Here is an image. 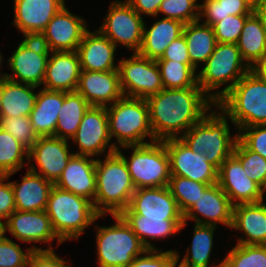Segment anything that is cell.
Returning <instances> with one entry per match:
<instances>
[{
	"label": "cell",
	"instance_id": "17",
	"mask_svg": "<svg viewBox=\"0 0 266 267\" xmlns=\"http://www.w3.org/2000/svg\"><path fill=\"white\" fill-rule=\"evenodd\" d=\"M6 233H10L17 240L32 243V250H53L52 244L57 239L59 246L63 242L56 235L51 220L43 211L15 210L5 221ZM35 243H49L48 248L36 247ZM34 244V245H33Z\"/></svg>",
	"mask_w": 266,
	"mask_h": 267
},
{
	"label": "cell",
	"instance_id": "6",
	"mask_svg": "<svg viewBox=\"0 0 266 267\" xmlns=\"http://www.w3.org/2000/svg\"><path fill=\"white\" fill-rule=\"evenodd\" d=\"M202 66L198 73V85L215 104L250 71L237 44L230 43L217 42L213 53ZM223 85L225 87L221 89Z\"/></svg>",
	"mask_w": 266,
	"mask_h": 267
},
{
	"label": "cell",
	"instance_id": "32",
	"mask_svg": "<svg viewBox=\"0 0 266 267\" xmlns=\"http://www.w3.org/2000/svg\"><path fill=\"white\" fill-rule=\"evenodd\" d=\"M194 226L191 245L186 249L182 260L179 251H176L177 267H223V260L216 266L209 265L217 226L201 224Z\"/></svg>",
	"mask_w": 266,
	"mask_h": 267
},
{
	"label": "cell",
	"instance_id": "7",
	"mask_svg": "<svg viewBox=\"0 0 266 267\" xmlns=\"http://www.w3.org/2000/svg\"><path fill=\"white\" fill-rule=\"evenodd\" d=\"M109 135L116 139L118 149L123 146L141 145L155 141L149 121L146 99L123 96L106 107ZM146 137L150 141H144Z\"/></svg>",
	"mask_w": 266,
	"mask_h": 267
},
{
	"label": "cell",
	"instance_id": "52",
	"mask_svg": "<svg viewBox=\"0 0 266 267\" xmlns=\"http://www.w3.org/2000/svg\"><path fill=\"white\" fill-rule=\"evenodd\" d=\"M250 70L259 78L266 81V51L252 65Z\"/></svg>",
	"mask_w": 266,
	"mask_h": 267
},
{
	"label": "cell",
	"instance_id": "53",
	"mask_svg": "<svg viewBox=\"0 0 266 267\" xmlns=\"http://www.w3.org/2000/svg\"><path fill=\"white\" fill-rule=\"evenodd\" d=\"M254 13L258 16L264 30L266 31V0H259L254 5Z\"/></svg>",
	"mask_w": 266,
	"mask_h": 267
},
{
	"label": "cell",
	"instance_id": "8",
	"mask_svg": "<svg viewBox=\"0 0 266 267\" xmlns=\"http://www.w3.org/2000/svg\"><path fill=\"white\" fill-rule=\"evenodd\" d=\"M120 148L116 151L126 162L136 189L168 186L171 177L170 159L164 141ZM128 148L132 150L130 158L122 153V149Z\"/></svg>",
	"mask_w": 266,
	"mask_h": 267
},
{
	"label": "cell",
	"instance_id": "18",
	"mask_svg": "<svg viewBox=\"0 0 266 267\" xmlns=\"http://www.w3.org/2000/svg\"><path fill=\"white\" fill-rule=\"evenodd\" d=\"M87 25L82 16L72 14L65 5L37 39L50 52L76 51L84 33L89 29Z\"/></svg>",
	"mask_w": 266,
	"mask_h": 267
},
{
	"label": "cell",
	"instance_id": "12",
	"mask_svg": "<svg viewBox=\"0 0 266 267\" xmlns=\"http://www.w3.org/2000/svg\"><path fill=\"white\" fill-rule=\"evenodd\" d=\"M50 51L37 38H24L8 58V80L40 87L43 84Z\"/></svg>",
	"mask_w": 266,
	"mask_h": 267
},
{
	"label": "cell",
	"instance_id": "35",
	"mask_svg": "<svg viewBox=\"0 0 266 267\" xmlns=\"http://www.w3.org/2000/svg\"><path fill=\"white\" fill-rule=\"evenodd\" d=\"M237 46L250 68L266 51V31L254 12L246 19Z\"/></svg>",
	"mask_w": 266,
	"mask_h": 267
},
{
	"label": "cell",
	"instance_id": "2",
	"mask_svg": "<svg viewBox=\"0 0 266 267\" xmlns=\"http://www.w3.org/2000/svg\"><path fill=\"white\" fill-rule=\"evenodd\" d=\"M96 159V193L93 202L99 215L120 214L128 208L136 188L123 157L117 152Z\"/></svg>",
	"mask_w": 266,
	"mask_h": 267
},
{
	"label": "cell",
	"instance_id": "45",
	"mask_svg": "<svg viewBox=\"0 0 266 267\" xmlns=\"http://www.w3.org/2000/svg\"><path fill=\"white\" fill-rule=\"evenodd\" d=\"M33 251L31 247L23 251L20 244L4 236L0 239V267H26Z\"/></svg>",
	"mask_w": 266,
	"mask_h": 267
},
{
	"label": "cell",
	"instance_id": "16",
	"mask_svg": "<svg viewBox=\"0 0 266 267\" xmlns=\"http://www.w3.org/2000/svg\"><path fill=\"white\" fill-rule=\"evenodd\" d=\"M119 215H142L143 219L184 220L168 186L136 189L127 209Z\"/></svg>",
	"mask_w": 266,
	"mask_h": 267
},
{
	"label": "cell",
	"instance_id": "54",
	"mask_svg": "<svg viewBox=\"0 0 266 267\" xmlns=\"http://www.w3.org/2000/svg\"><path fill=\"white\" fill-rule=\"evenodd\" d=\"M3 219L0 218V239H2L6 234V227H5V221H2Z\"/></svg>",
	"mask_w": 266,
	"mask_h": 267
},
{
	"label": "cell",
	"instance_id": "27",
	"mask_svg": "<svg viewBox=\"0 0 266 267\" xmlns=\"http://www.w3.org/2000/svg\"><path fill=\"white\" fill-rule=\"evenodd\" d=\"M21 182L10 181L17 211L46 210L48 197L54 183L41 175L26 171Z\"/></svg>",
	"mask_w": 266,
	"mask_h": 267
},
{
	"label": "cell",
	"instance_id": "34",
	"mask_svg": "<svg viewBox=\"0 0 266 267\" xmlns=\"http://www.w3.org/2000/svg\"><path fill=\"white\" fill-rule=\"evenodd\" d=\"M91 105L77 91L65 92L63 105L59 111L54 137L71 140L79 124Z\"/></svg>",
	"mask_w": 266,
	"mask_h": 267
},
{
	"label": "cell",
	"instance_id": "30",
	"mask_svg": "<svg viewBox=\"0 0 266 267\" xmlns=\"http://www.w3.org/2000/svg\"><path fill=\"white\" fill-rule=\"evenodd\" d=\"M38 87L2 79L0 116L29 117L34 109Z\"/></svg>",
	"mask_w": 266,
	"mask_h": 267
},
{
	"label": "cell",
	"instance_id": "29",
	"mask_svg": "<svg viewBox=\"0 0 266 267\" xmlns=\"http://www.w3.org/2000/svg\"><path fill=\"white\" fill-rule=\"evenodd\" d=\"M183 27L181 21L164 17L149 28L144 23L143 42L138 53L151 60L160 59L169 44L182 35Z\"/></svg>",
	"mask_w": 266,
	"mask_h": 267
},
{
	"label": "cell",
	"instance_id": "11",
	"mask_svg": "<svg viewBox=\"0 0 266 267\" xmlns=\"http://www.w3.org/2000/svg\"><path fill=\"white\" fill-rule=\"evenodd\" d=\"M118 64L124 96L147 99L164 89L155 60L133 53L128 59H119Z\"/></svg>",
	"mask_w": 266,
	"mask_h": 267
},
{
	"label": "cell",
	"instance_id": "47",
	"mask_svg": "<svg viewBox=\"0 0 266 267\" xmlns=\"http://www.w3.org/2000/svg\"><path fill=\"white\" fill-rule=\"evenodd\" d=\"M238 140L248 149L259 153L266 159V125H254L241 128Z\"/></svg>",
	"mask_w": 266,
	"mask_h": 267
},
{
	"label": "cell",
	"instance_id": "51",
	"mask_svg": "<svg viewBox=\"0 0 266 267\" xmlns=\"http://www.w3.org/2000/svg\"><path fill=\"white\" fill-rule=\"evenodd\" d=\"M132 8L143 18L144 16L156 17L163 0H126ZM145 14V15H144Z\"/></svg>",
	"mask_w": 266,
	"mask_h": 267
},
{
	"label": "cell",
	"instance_id": "39",
	"mask_svg": "<svg viewBox=\"0 0 266 267\" xmlns=\"http://www.w3.org/2000/svg\"><path fill=\"white\" fill-rule=\"evenodd\" d=\"M223 267H266V245H234L223 259Z\"/></svg>",
	"mask_w": 266,
	"mask_h": 267
},
{
	"label": "cell",
	"instance_id": "9",
	"mask_svg": "<svg viewBox=\"0 0 266 267\" xmlns=\"http://www.w3.org/2000/svg\"><path fill=\"white\" fill-rule=\"evenodd\" d=\"M111 226L95 225L98 267H127L147 248L119 215Z\"/></svg>",
	"mask_w": 266,
	"mask_h": 267
},
{
	"label": "cell",
	"instance_id": "3",
	"mask_svg": "<svg viewBox=\"0 0 266 267\" xmlns=\"http://www.w3.org/2000/svg\"><path fill=\"white\" fill-rule=\"evenodd\" d=\"M228 120L230 118L215 105V110L211 109L210 113L192 125L180 139L192 151L206 154L207 161L219 170L221 164L233 154L238 140V134L231 135Z\"/></svg>",
	"mask_w": 266,
	"mask_h": 267
},
{
	"label": "cell",
	"instance_id": "20",
	"mask_svg": "<svg viewBox=\"0 0 266 267\" xmlns=\"http://www.w3.org/2000/svg\"><path fill=\"white\" fill-rule=\"evenodd\" d=\"M232 216L233 205L219 184L216 183L208 185L201 191V195L183 215V219L184 222L194 220L195 224L213 226L221 224L231 228Z\"/></svg>",
	"mask_w": 266,
	"mask_h": 267
},
{
	"label": "cell",
	"instance_id": "23",
	"mask_svg": "<svg viewBox=\"0 0 266 267\" xmlns=\"http://www.w3.org/2000/svg\"><path fill=\"white\" fill-rule=\"evenodd\" d=\"M54 185L94 202L96 158L74 154Z\"/></svg>",
	"mask_w": 266,
	"mask_h": 267
},
{
	"label": "cell",
	"instance_id": "5",
	"mask_svg": "<svg viewBox=\"0 0 266 267\" xmlns=\"http://www.w3.org/2000/svg\"><path fill=\"white\" fill-rule=\"evenodd\" d=\"M45 211L56 235L62 242L78 240L89 226L102 216H107L99 215L93 203L86 198L62 190L55 185L50 191Z\"/></svg>",
	"mask_w": 266,
	"mask_h": 267
},
{
	"label": "cell",
	"instance_id": "15",
	"mask_svg": "<svg viewBox=\"0 0 266 267\" xmlns=\"http://www.w3.org/2000/svg\"><path fill=\"white\" fill-rule=\"evenodd\" d=\"M170 159L171 176H180L200 183H218V170L206 159V154L192 151L180 138L164 140Z\"/></svg>",
	"mask_w": 266,
	"mask_h": 267
},
{
	"label": "cell",
	"instance_id": "31",
	"mask_svg": "<svg viewBox=\"0 0 266 267\" xmlns=\"http://www.w3.org/2000/svg\"><path fill=\"white\" fill-rule=\"evenodd\" d=\"M147 249H158L150 241L177 235L188 222L184 220L143 219L142 215H120ZM148 238V239H147ZM150 239V240H149Z\"/></svg>",
	"mask_w": 266,
	"mask_h": 267
},
{
	"label": "cell",
	"instance_id": "33",
	"mask_svg": "<svg viewBox=\"0 0 266 267\" xmlns=\"http://www.w3.org/2000/svg\"><path fill=\"white\" fill-rule=\"evenodd\" d=\"M200 20L184 24L182 34L185 37L191 65L197 70L205 64L217 44L212 26L200 23Z\"/></svg>",
	"mask_w": 266,
	"mask_h": 267
},
{
	"label": "cell",
	"instance_id": "37",
	"mask_svg": "<svg viewBox=\"0 0 266 267\" xmlns=\"http://www.w3.org/2000/svg\"><path fill=\"white\" fill-rule=\"evenodd\" d=\"M28 153L26 146L0 127V175L10 178L21 170L28 163Z\"/></svg>",
	"mask_w": 266,
	"mask_h": 267
},
{
	"label": "cell",
	"instance_id": "43",
	"mask_svg": "<svg viewBox=\"0 0 266 267\" xmlns=\"http://www.w3.org/2000/svg\"><path fill=\"white\" fill-rule=\"evenodd\" d=\"M0 127L28 149L38 140L29 117L0 116Z\"/></svg>",
	"mask_w": 266,
	"mask_h": 267
},
{
	"label": "cell",
	"instance_id": "38",
	"mask_svg": "<svg viewBox=\"0 0 266 267\" xmlns=\"http://www.w3.org/2000/svg\"><path fill=\"white\" fill-rule=\"evenodd\" d=\"M156 62L164 88L183 89L187 87H200L198 85V71L191 64L172 60H156Z\"/></svg>",
	"mask_w": 266,
	"mask_h": 267
},
{
	"label": "cell",
	"instance_id": "14",
	"mask_svg": "<svg viewBox=\"0 0 266 267\" xmlns=\"http://www.w3.org/2000/svg\"><path fill=\"white\" fill-rule=\"evenodd\" d=\"M68 142L54 136L38 137L29 149L27 169L55 183L74 155Z\"/></svg>",
	"mask_w": 266,
	"mask_h": 267
},
{
	"label": "cell",
	"instance_id": "41",
	"mask_svg": "<svg viewBox=\"0 0 266 267\" xmlns=\"http://www.w3.org/2000/svg\"><path fill=\"white\" fill-rule=\"evenodd\" d=\"M233 154L241 161L247 176L266 192V159L259 153L248 150L239 140Z\"/></svg>",
	"mask_w": 266,
	"mask_h": 267
},
{
	"label": "cell",
	"instance_id": "26",
	"mask_svg": "<svg viewBox=\"0 0 266 267\" xmlns=\"http://www.w3.org/2000/svg\"><path fill=\"white\" fill-rule=\"evenodd\" d=\"M230 229H235V231H240L243 234L236 240L238 241L236 244L266 245L265 200L233 206Z\"/></svg>",
	"mask_w": 266,
	"mask_h": 267
},
{
	"label": "cell",
	"instance_id": "50",
	"mask_svg": "<svg viewBox=\"0 0 266 267\" xmlns=\"http://www.w3.org/2000/svg\"><path fill=\"white\" fill-rule=\"evenodd\" d=\"M158 60H172L191 64L184 35L182 34L177 39L173 40Z\"/></svg>",
	"mask_w": 266,
	"mask_h": 267
},
{
	"label": "cell",
	"instance_id": "46",
	"mask_svg": "<svg viewBox=\"0 0 266 267\" xmlns=\"http://www.w3.org/2000/svg\"><path fill=\"white\" fill-rule=\"evenodd\" d=\"M176 249H146L127 267H177Z\"/></svg>",
	"mask_w": 266,
	"mask_h": 267
},
{
	"label": "cell",
	"instance_id": "4",
	"mask_svg": "<svg viewBox=\"0 0 266 267\" xmlns=\"http://www.w3.org/2000/svg\"><path fill=\"white\" fill-rule=\"evenodd\" d=\"M239 131L254 125H266V81L247 72L217 103Z\"/></svg>",
	"mask_w": 266,
	"mask_h": 267
},
{
	"label": "cell",
	"instance_id": "10",
	"mask_svg": "<svg viewBox=\"0 0 266 267\" xmlns=\"http://www.w3.org/2000/svg\"><path fill=\"white\" fill-rule=\"evenodd\" d=\"M108 9L98 30L117 48L122 45L138 53L143 42L144 18L126 0H113Z\"/></svg>",
	"mask_w": 266,
	"mask_h": 267
},
{
	"label": "cell",
	"instance_id": "49",
	"mask_svg": "<svg viewBox=\"0 0 266 267\" xmlns=\"http://www.w3.org/2000/svg\"><path fill=\"white\" fill-rule=\"evenodd\" d=\"M8 179L7 175H0V218L3 221L16 210L11 182H5Z\"/></svg>",
	"mask_w": 266,
	"mask_h": 267
},
{
	"label": "cell",
	"instance_id": "21",
	"mask_svg": "<svg viewBox=\"0 0 266 267\" xmlns=\"http://www.w3.org/2000/svg\"><path fill=\"white\" fill-rule=\"evenodd\" d=\"M12 22L23 38H38L49 21L65 6V0H14Z\"/></svg>",
	"mask_w": 266,
	"mask_h": 267
},
{
	"label": "cell",
	"instance_id": "36",
	"mask_svg": "<svg viewBox=\"0 0 266 267\" xmlns=\"http://www.w3.org/2000/svg\"><path fill=\"white\" fill-rule=\"evenodd\" d=\"M254 5L249 0H203L199 8V20L212 26L229 15H251Z\"/></svg>",
	"mask_w": 266,
	"mask_h": 267
},
{
	"label": "cell",
	"instance_id": "57",
	"mask_svg": "<svg viewBox=\"0 0 266 267\" xmlns=\"http://www.w3.org/2000/svg\"><path fill=\"white\" fill-rule=\"evenodd\" d=\"M1 84H2V79H0V99H1Z\"/></svg>",
	"mask_w": 266,
	"mask_h": 267
},
{
	"label": "cell",
	"instance_id": "55",
	"mask_svg": "<svg viewBox=\"0 0 266 267\" xmlns=\"http://www.w3.org/2000/svg\"><path fill=\"white\" fill-rule=\"evenodd\" d=\"M3 55H2V53L0 52V68L2 67V65H3V62H2V60H3V57H2ZM0 71H1V69H0ZM5 76H6V72L5 73H3V72H0V79H4L5 78Z\"/></svg>",
	"mask_w": 266,
	"mask_h": 267
},
{
	"label": "cell",
	"instance_id": "56",
	"mask_svg": "<svg viewBox=\"0 0 266 267\" xmlns=\"http://www.w3.org/2000/svg\"><path fill=\"white\" fill-rule=\"evenodd\" d=\"M253 5H255L259 0H249Z\"/></svg>",
	"mask_w": 266,
	"mask_h": 267
},
{
	"label": "cell",
	"instance_id": "22",
	"mask_svg": "<svg viewBox=\"0 0 266 267\" xmlns=\"http://www.w3.org/2000/svg\"><path fill=\"white\" fill-rule=\"evenodd\" d=\"M91 106L108 107L124 95L120 85L119 70H81L76 90Z\"/></svg>",
	"mask_w": 266,
	"mask_h": 267
},
{
	"label": "cell",
	"instance_id": "40",
	"mask_svg": "<svg viewBox=\"0 0 266 267\" xmlns=\"http://www.w3.org/2000/svg\"><path fill=\"white\" fill-rule=\"evenodd\" d=\"M208 185L180 176H171L168 188L184 215Z\"/></svg>",
	"mask_w": 266,
	"mask_h": 267
},
{
	"label": "cell",
	"instance_id": "44",
	"mask_svg": "<svg viewBox=\"0 0 266 267\" xmlns=\"http://www.w3.org/2000/svg\"><path fill=\"white\" fill-rule=\"evenodd\" d=\"M250 15H229L212 25L218 43L237 44L246 19Z\"/></svg>",
	"mask_w": 266,
	"mask_h": 267
},
{
	"label": "cell",
	"instance_id": "24",
	"mask_svg": "<svg viewBox=\"0 0 266 267\" xmlns=\"http://www.w3.org/2000/svg\"><path fill=\"white\" fill-rule=\"evenodd\" d=\"M116 49L117 47L98 29H88L76 50L81 70H118L119 64H115Z\"/></svg>",
	"mask_w": 266,
	"mask_h": 267
},
{
	"label": "cell",
	"instance_id": "48",
	"mask_svg": "<svg viewBox=\"0 0 266 267\" xmlns=\"http://www.w3.org/2000/svg\"><path fill=\"white\" fill-rule=\"evenodd\" d=\"M26 267H73L54 250H35L31 253Z\"/></svg>",
	"mask_w": 266,
	"mask_h": 267
},
{
	"label": "cell",
	"instance_id": "28",
	"mask_svg": "<svg viewBox=\"0 0 266 267\" xmlns=\"http://www.w3.org/2000/svg\"><path fill=\"white\" fill-rule=\"evenodd\" d=\"M64 98L65 91L44 88L38 91L34 109L29 115L32 127L38 137L54 136Z\"/></svg>",
	"mask_w": 266,
	"mask_h": 267
},
{
	"label": "cell",
	"instance_id": "13",
	"mask_svg": "<svg viewBox=\"0 0 266 267\" xmlns=\"http://www.w3.org/2000/svg\"><path fill=\"white\" fill-rule=\"evenodd\" d=\"M72 141L78 147V152H73L76 155L97 158L115 152L117 148L110 142L106 107L90 106Z\"/></svg>",
	"mask_w": 266,
	"mask_h": 267
},
{
	"label": "cell",
	"instance_id": "19",
	"mask_svg": "<svg viewBox=\"0 0 266 267\" xmlns=\"http://www.w3.org/2000/svg\"><path fill=\"white\" fill-rule=\"evenodd\" d=\"M218 184L233 206L264 200L265 191L244 171L241 161L232 154L218 170Z\"/></svg>",
	"mask_w": 266,
	"mask_h": 267
},
{
	"label": "cell",
	"instance_id": "1",
	"mask_svg": "<svg viewBox=\"0 0 266 267\" xmlns=\"http://www.w3.org/2000/svg\"><path fill=\"white\" fill-rule=\"evenodd\" d=\"M146 102L155 141L180 138L216 105L201 87L164 88Z\"/></svg>",
	"mask_w": 266,
	"mask_h": 267
},
{
	"label": "cell",
	"instance_id": "25",
	"mask_svg": "<svg viewBox=\"0 0 266 267\" xmlns=\"http://www.w3.org/2000/svg\"><path fill=\"white\" fill-rule=\"evenodd\" d=\"M80 72V62L76 51L50 52L42 86L47 90L76 91Z\"/></svg>",
	"mask_w": 266,
	"mask_h": 267
},
{
	"label": "cell",
	"instance_id": "42",
	"mask_svg": "<svg viewBox=\"0 0 266 267\" xmlns=\"http://www.w3.org/2000/svg\"><path fill=\"white\" fill-rule=\"evenodd\" d=\"M199 8L198 0H163L158 15L188 24L199 20Z\"/></svg>",
	"mask_w": 266,
	"mask_h": 267
}]
</instances>
